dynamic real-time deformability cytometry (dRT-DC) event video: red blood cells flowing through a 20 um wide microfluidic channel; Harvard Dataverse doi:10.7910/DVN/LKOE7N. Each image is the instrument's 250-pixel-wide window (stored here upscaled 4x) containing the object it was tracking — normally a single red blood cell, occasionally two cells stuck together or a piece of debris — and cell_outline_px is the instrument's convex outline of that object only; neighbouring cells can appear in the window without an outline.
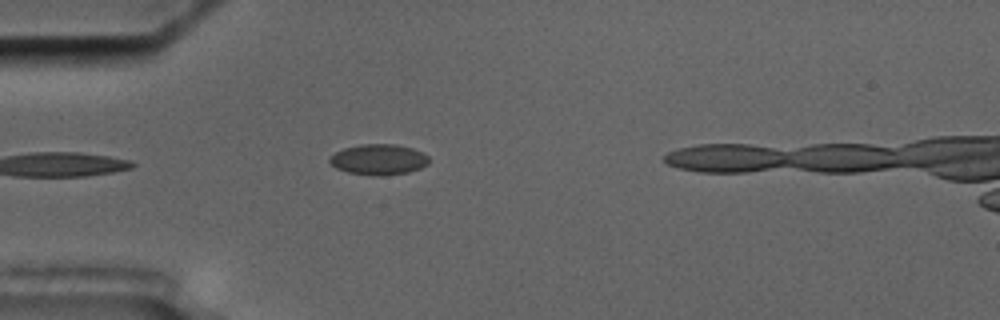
{"species": "common noctule bat (a hibernating species)", "species_latin": "Nyctalus noctula", "temperature_condition": "cold", "stored_images_in_passage": 5, "camera_frame_rate_fps": 3000, "um_per_image_px": 0.085, "animal": {"sex": "male", "body_mass_g": 17.5, "forearm_length_mm": 52.3}, "frame": {"image": 1, "passage_image": 5, "time_ms": 4.667, "image_size_px": [1000, 320], "cell_outline_px": [[428, 164], [420, 168], [408, 172], [348, 172], [336, 168], [328, 160], [336, 152], [344, 148], [360, 144], [396, 144], [412, 148], [424, 152], [428, 156]], "centroid_in_image_um": [32.21, 13.48], "position_along_channel_um": 52.8, "area_um2": 16.76}}